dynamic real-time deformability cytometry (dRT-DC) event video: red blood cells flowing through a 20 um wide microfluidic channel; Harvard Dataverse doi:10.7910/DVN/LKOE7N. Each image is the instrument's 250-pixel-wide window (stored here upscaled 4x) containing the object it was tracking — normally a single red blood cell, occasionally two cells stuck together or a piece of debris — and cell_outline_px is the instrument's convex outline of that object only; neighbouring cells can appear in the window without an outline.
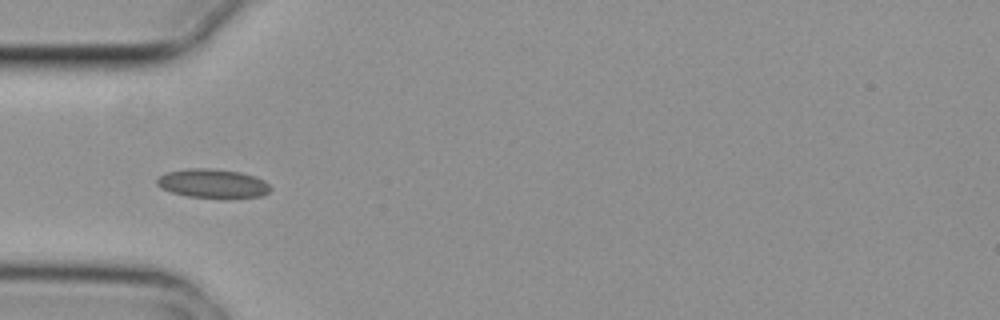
{"species": "common noctule bat (a hibernating species)", "species_latin": "Nyctalus noctula", "temperature_condition": "cold", "stored_images_in_passage": 4, "camera_frame_rate_fps": 3000, "um_per_image_px": 0.085, "animal": {"sex": "female", "body_mass_g": 29.2, "forearm_length_mm": 56.3}, "frame": {"image": 1, "passage_image": 4, "time_ms": 1.0, "image_size_px": [1000, 320], "cell_outline_px": [[272, 188], [268, 192], [260, 196], [188, 196], [172, 192], [160, 188], [156, 184], [156, 180], [160, 176], [168, 172], [188, 168], [208, 168], [240, 172], [256, 176], [264, 180]], "centroid_in_image_um": [18.06, 15.56], "position_along_channel_um": 66.9, "area_um2": 18.55}}